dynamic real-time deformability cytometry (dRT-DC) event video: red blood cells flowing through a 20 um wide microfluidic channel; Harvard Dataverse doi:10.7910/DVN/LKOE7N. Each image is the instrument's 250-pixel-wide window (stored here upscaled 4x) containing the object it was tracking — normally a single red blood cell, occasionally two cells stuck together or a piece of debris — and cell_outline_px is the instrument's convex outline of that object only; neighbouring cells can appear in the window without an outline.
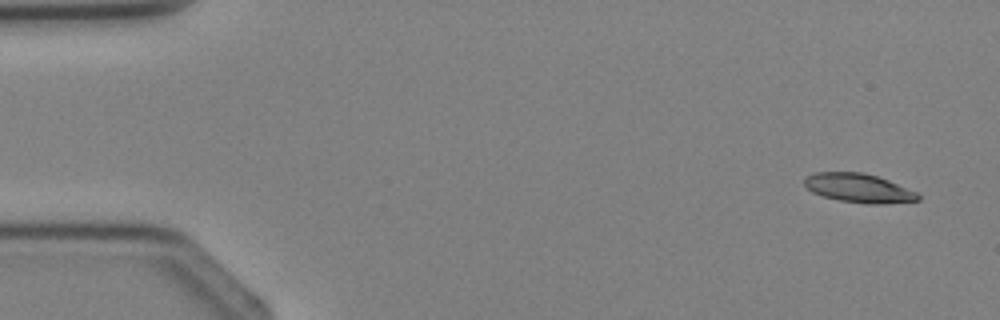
{"species": "Egyptian fruit bat (a non-hibernating species)", "species_latin": "Rousettus aegyptiacus", "temperature_condition": "cold", "stored_images_in_passage": 4, "camera_frame_rate_fps": 3000, "um_per_image_px": 0.085, "animal": {"sex": "female"}, "frame": {"image": 1, "passage_image": 1, "time_ms": 0.0, "image_size_px": [1000, 320], "cell_outline_px": [[920, 200], [884, 204], [868, 204], [840, 200], [824, 196], [812, 192], [804, 184], [804, 176], [816, 172], [864, 172], [888, 180], [920, 192]], "centroid_in_image_um": [73.03, 15.98], "position_along_channel_um": 12.0, "area_um2": 19.31}}
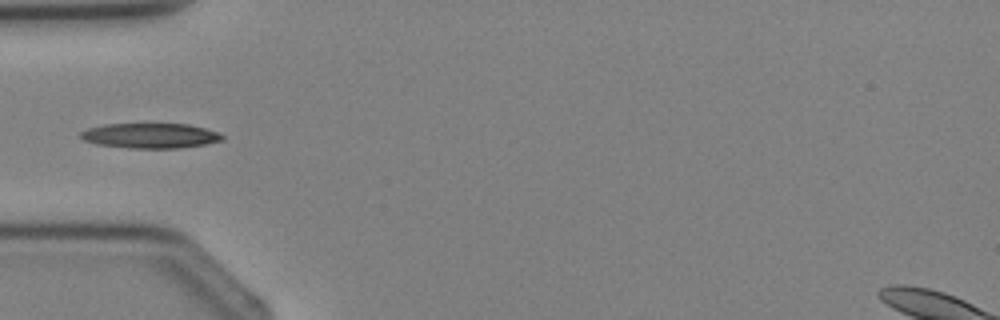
{"frame": {"image": 2, "passage_image": 4, "time_ms": 3.333, "image_size_px": [1000, 320], "cell_outline_px": [[224, 140], [204, 144], [180, 148], [128, 148], [96, 144], [84, 140], [80, 136], [80, 132], [88, 128], [104, 124], [188, 124], [204, 128], [216, 132], [224, 136]], "centroid_in_image_um": [12.76, 11.53], "position_along_channel_um": 72.2, "area_um2": 20.58}}